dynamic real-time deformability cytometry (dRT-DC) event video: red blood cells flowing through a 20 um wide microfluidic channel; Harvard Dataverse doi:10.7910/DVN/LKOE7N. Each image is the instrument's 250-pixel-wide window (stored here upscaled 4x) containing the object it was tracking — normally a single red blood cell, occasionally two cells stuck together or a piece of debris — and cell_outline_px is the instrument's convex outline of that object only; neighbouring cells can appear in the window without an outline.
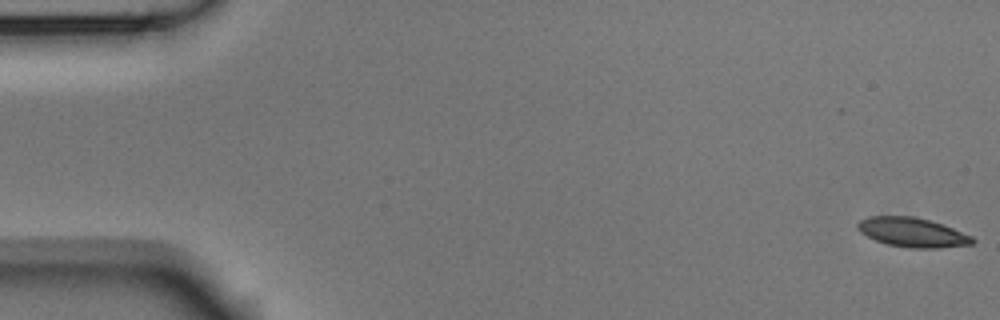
{"species": "Egyptian fruit bat (a non-hibernating species)", "species_latin": "Rousettus aegyptiacus", "temperature_condition": "room temperature", "stored_images_in_passage": 6, "camera_frame_rate_fps": 3000, "um_per_image_px": 0.085, "animal": {"sex": "male"}, "frame": {"image": 1, "passage_image": 1, "time_ms": 0.0, "image_size_px": [1000, 320], "cell_outline_px": [[976, 240], [972, 244], [936, 248], [912, 248], [888, 244], [876, 240], [860, 232], [856, 228], [856, 224], [860, 220], [868, 216], [912, 216], [928, 220], [952, 228], [972, 236]], "centroid_in_image_um": [77.53, 19.75], "position_along_channel_um": 7.5, "area_um2": 19.42}}
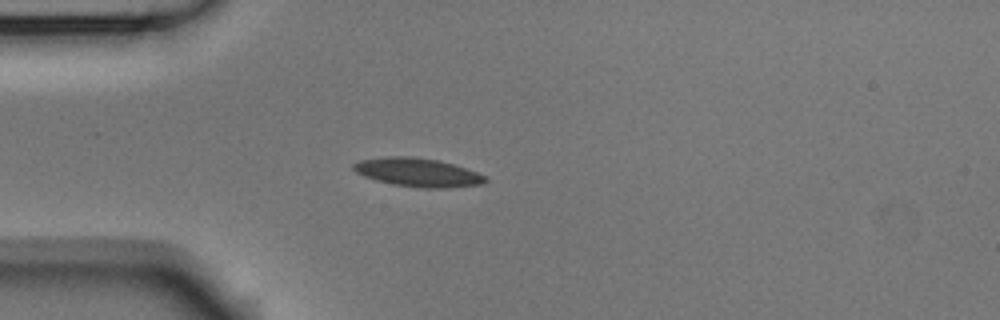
{"frame": {"image": 2, "passage_image": 5, "time_ms": 1.333, "image_size_px": [1000, 320], "cell_outline_px": [[488, 180], [484, 184], [448, 188], [424, 188], [392, 184], [376, 180], [364, 176], [356, 172], [352, 168], [352, 164], [360, 160], [388, 156], [412, 156], [440, 160], [488, 176]], "centroid_in_image_um": [35.53, 14.65], "position_along_channel_um": 49.5, "area_um2": 22.08}}